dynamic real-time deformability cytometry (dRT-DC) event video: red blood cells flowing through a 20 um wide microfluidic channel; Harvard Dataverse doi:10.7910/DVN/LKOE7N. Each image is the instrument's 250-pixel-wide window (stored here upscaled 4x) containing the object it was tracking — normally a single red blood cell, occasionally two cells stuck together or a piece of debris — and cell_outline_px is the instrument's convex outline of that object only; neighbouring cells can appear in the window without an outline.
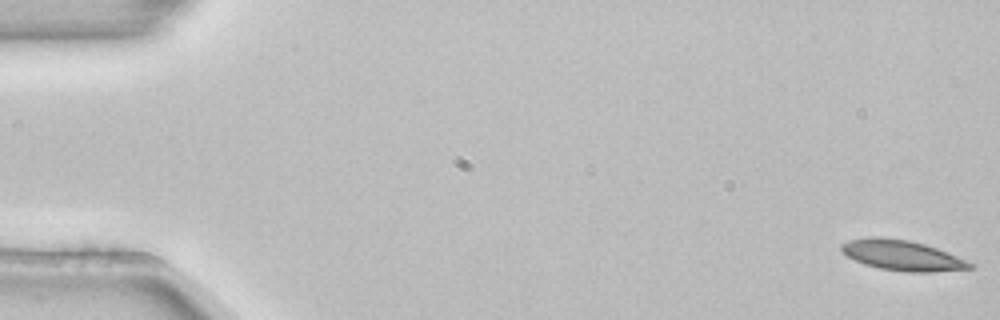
{"species": "common noctule bat (a hibernating species)", "species_latin": "Nyctalus noctula", "temperature_condition": "room temperature", "stored_images_in_passage": 5, "camera_frame_rate_fps": 3000, "um_per_image_px": 0.085, "animal": {"sex": "female", "body_mass_g": 22.7, "forearm_length_mm": 54.2}, "frame": {"image": 1, "passage_image": 1, "time_ms": 0.0, "image_size_px": [1000, 320], "cell_outline_px": [[972, 268], [932, 272], [908, 272], [880, 268], [864, 264], [840, 252], [840, 244], [848, 240], [868, 236], [876, 236], [908, 240], [924, 244], [936, 248], [956, 256], [972, 264]], "centroid_in_image_um": [76.6, 21.69], "position_along_channel_um": 8.4, "area_um2": 22.48}}
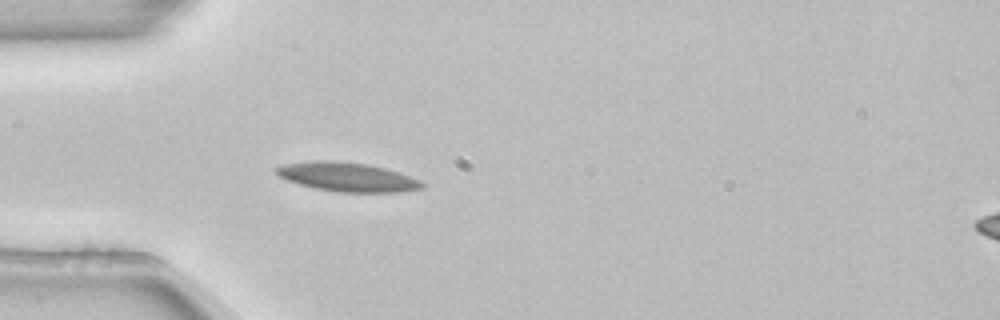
{"frame": {"image": 2, "passage_image": 5, "time_ms": 1.333, "image_size_px": [1000, 320], "cell_outline_px": [[424, 188], [400, 192], [340, 192], [316, 188], [300, 184], [288, 180], [280, 176], [272, 168], [284, 164], [308, 160], [332, 160], [368, 164], [384, 168], [420, 180], [424, 184]], "centroid_in_image_um": [29.49, 15.03], "position_along_channel_um": 55.5, "area_um2": 24.57}}